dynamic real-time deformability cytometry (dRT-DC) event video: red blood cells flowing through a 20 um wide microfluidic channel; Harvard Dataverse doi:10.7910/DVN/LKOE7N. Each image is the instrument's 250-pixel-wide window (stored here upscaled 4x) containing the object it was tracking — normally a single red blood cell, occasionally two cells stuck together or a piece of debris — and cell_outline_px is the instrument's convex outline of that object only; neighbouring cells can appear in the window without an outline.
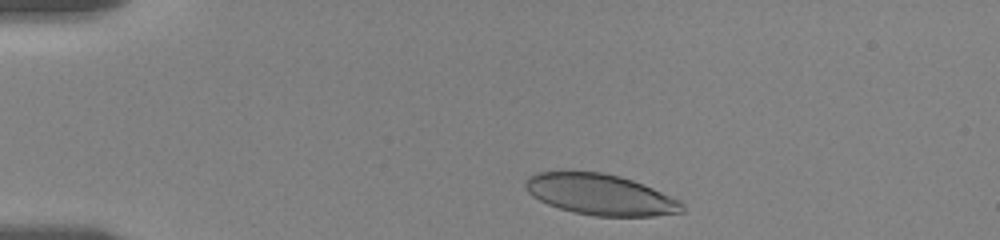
{"species": "human", "species_latin": "Homo sapiens", "temperature_condition": "room temperature", "stored_images_in_passage": 40, "camera_frame_rate_fps": 3000, "um_per_image_px": 0.085, "donor": {"sex": "female"}, "frame": {"image": 1, "passage_image": 3, "time_ms": 0.667, "image_size_px": [1000, 240], "cell_outline_px": [[684, 212], [652, 216], [596, 216], [572, 212], [548, 204], [532, 196], [524, 188], [524, 180], [528, 176], [536, 172], [600, 172], [620, 176], [644, 184], [680, 200], [684, 204]], "centroid_in_image_um": [51.02, 16.54], "position_along_channel_um": 34.0, "area_um2": 37.4}}
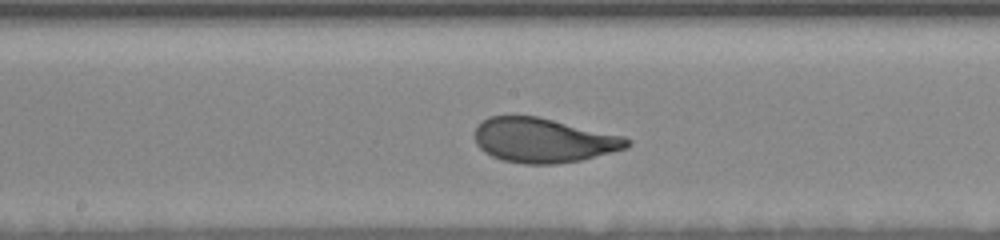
{"frame": {"image": 2, "passage_image": 22, "time_ms": 7.0, "image_size_px": [1000, 240], "cell_outline_px": [[632, 144], [628, 148], [580, 160], [556, 164], [524, 164], [504, 160], [492, 156], [484, 152], [476, 144], [476, 124], [480, 120], [488, 116], [536, 116], [624, 136], [632, 140]], "centroid_in_image_um": [46.19, 11.92], "position_along_channel_um": 202.0, "area_um2": 39.54}}
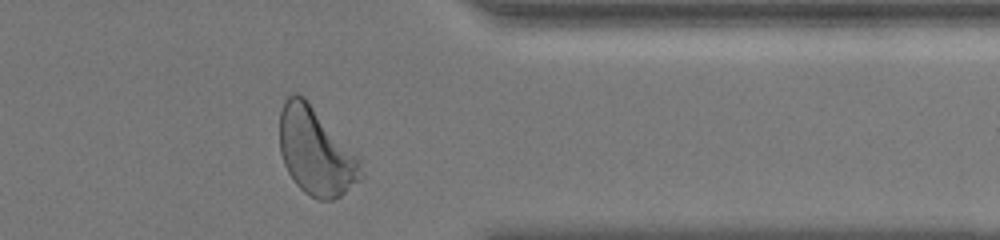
{"frame": {"image": 3, "passage_image": 38, "time_ms": 12.333, "image_size_px": [1000, 240], "cell_outline_px": [[364, 176], [360, 180], [340, 196], [332, 200], [316, 200], [304, 192], [296, 184], [288, 172], [284, 164], [280, 152], [280, 112], [284, 100], [292, 92], [296, 92], [304, 96], [360, 156]], "centroid_in_image_um": [26.87, 12.87], "position_along_channel_um": 384.5, "area_um2": 41.96}, "authors_computed_cell_mechanics": {"area_um2": 39.5641, "velocity_mm_per_s": 3.5493, "shape_relaxation_time_tau1_ms": 3.0566, "shape_relaxation_time_tau2_ms": null, "deformation_change_tau1": 0.1535, "deformation_change_tau2": null}}